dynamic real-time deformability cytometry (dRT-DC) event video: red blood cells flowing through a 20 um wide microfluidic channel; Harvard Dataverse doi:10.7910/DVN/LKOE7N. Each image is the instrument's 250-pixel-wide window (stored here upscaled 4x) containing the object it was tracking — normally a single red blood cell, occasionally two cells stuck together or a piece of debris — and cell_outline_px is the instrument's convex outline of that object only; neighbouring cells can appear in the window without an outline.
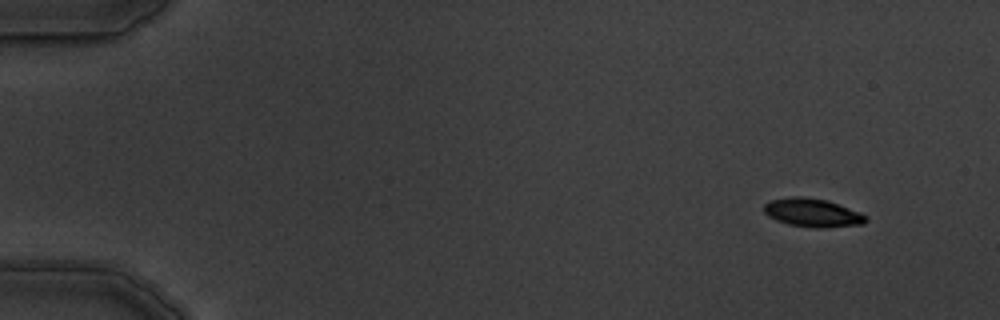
{"species": "common noctule bat (a hibernating species)", "species_latin": "Nyctalus noctula", "temperature_condition": "warm", "stored_images_in_passage": 10, "camera_frame_rate_fps": 3000, "um_per_image_px": 0.085, "animal": {"sex": "male", "body_mass_g": 19.5, "forearm_length_mm": 54.6}, "frame": {"image": 1, "passage_image": 1, "time_ms": 0.0, "image_size_px": [1000, 320], "cell_outline_px": [[868, 220], [864, 224], [820, 228], [812, 228], [788, 224], [776, 220], [768, 216], [764, 212], [764, 204], [772, 200], [792, 196], [800, 196], [828, 200], [860, 212], [868, 216]], "centroid_in_image_um": [69.09, 18.08], "position_along_channel_um": 15.9, "area_um2": 16.99}}
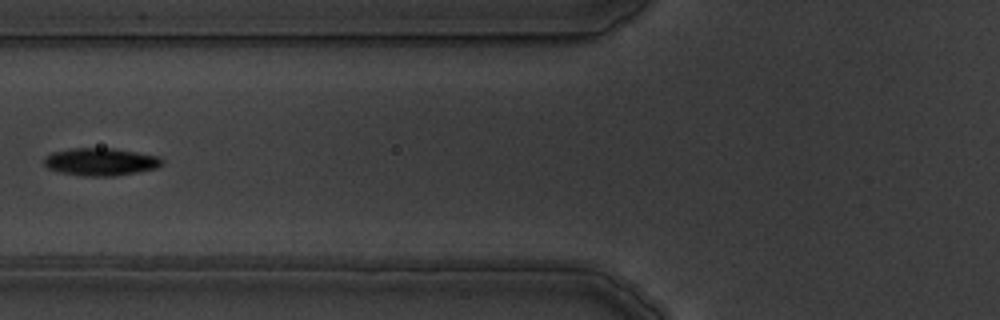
{"frame": {"image": 2, "passage_image": 6, "time_ms": 6.0, "image_size_px": [1000, 320], "cell_outline_px": [[164, 164], [156, 168], [116, 176], [84, 176], [60, 172], [48, 168], [44, 164], [44, 160], [52, 152], [72, 148], [112, 148], [160, 156], [164, 160]], "centroid_in_image_um": [8.6, 13.75], "position_along_channel_um": 117.2, "area_um2": 18.96}}
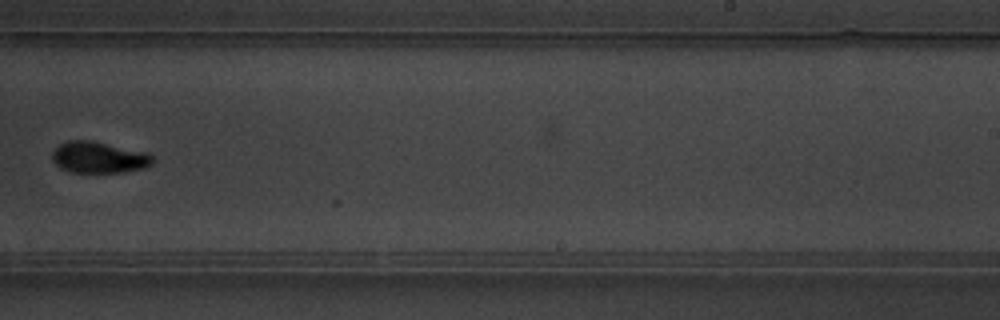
{"frame": {"image": 3, "passage_image": 10, "time_ms": 10.333, "image_size_px": [1000, 320], "cell_outline_px": [[152, 164], [144, 168], [124, 172], [72, 172], [60, 168], [52, 160], [52, 152], [60, 144], [68, 140], [88, 140], [144, 152], [152, 156]], "centroid_in_image_um": [8.36, 13.39], "position_along_channel_um": 280.6, "area_um2": 18.03}}